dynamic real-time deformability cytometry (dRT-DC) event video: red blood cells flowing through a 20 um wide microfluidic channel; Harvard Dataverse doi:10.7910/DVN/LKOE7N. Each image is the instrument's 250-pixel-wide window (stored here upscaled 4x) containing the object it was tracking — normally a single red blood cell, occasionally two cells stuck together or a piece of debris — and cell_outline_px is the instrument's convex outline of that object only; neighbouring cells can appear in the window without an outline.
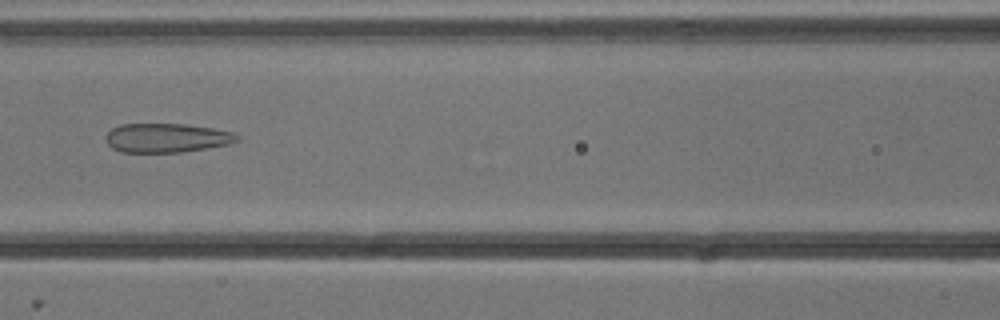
{"species": "common noctule bat (a hibernating species)", "species_latin": "Nyctalus noctula", "temperature_condition": "cold", "stored_images_in_passage": 7, "camera_frame_rate_fps": 3000, "um_per_image_px": 0.085, "animal": {"sex": "male", "body_mass_g": 13.3}, "frame": {"image": 1, "passage_image": 7, "time_ms": 2.0, "image_size_px": [1000, 320], "cell_outline_px": [[240, 140], [232, 144], [180, 152], [120, 152], [112, 148], [108, 144], [104, 136], [112, 128], [120, 124], [184, 124], [212, 128], [232, 132], [240, 136]], "centroid_in_image_um": [14.17, 11.72], "position_along_channel_um": 152.4, "area_um2": 22.37}}